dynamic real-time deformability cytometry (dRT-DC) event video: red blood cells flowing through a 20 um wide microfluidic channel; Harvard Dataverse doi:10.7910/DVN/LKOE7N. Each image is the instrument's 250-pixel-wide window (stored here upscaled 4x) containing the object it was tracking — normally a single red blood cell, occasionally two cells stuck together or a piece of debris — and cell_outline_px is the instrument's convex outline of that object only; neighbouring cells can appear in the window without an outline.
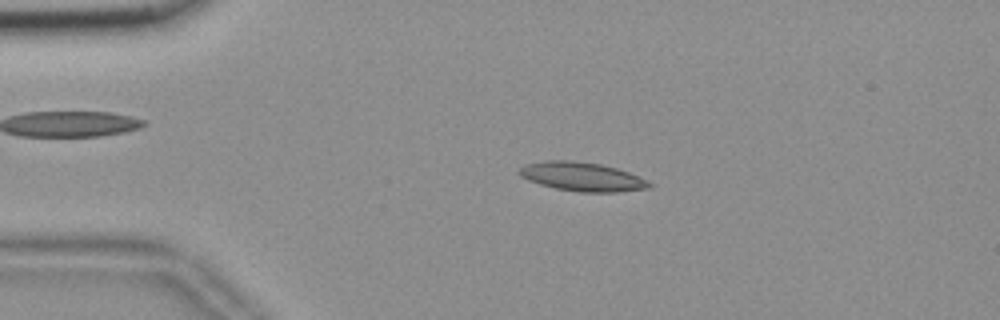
{"species": "common noctule bat (a hibernating species)", "species_latin": "Nyctalus noctula", "temperature_condition": "room temperature", "stored_images_in_passage": 54, "camera_frame_rate_fps": 3000, "um_per_image_px": 0.085, "animal": {"sex": "female", "body_mass_g": 18.4}, "frame": {"image": 1, "passage_image": 11, "time_ms": 3.333, "image_size_px": [1000, 320], "cell_outline_px": [[652, 188], [616, 192], [580, 192], [556, 188], [540, 184], [528, 180], [520, 176], [516, 172], [524, 164], [544, 160], [572, 160], [600, 164], [616, 168], [628, 172], [652, 184]], "centroid_in_image_um": [49.42, 15.01], "position_along_channel_um": 35.6, "area_um2": 21.85}}
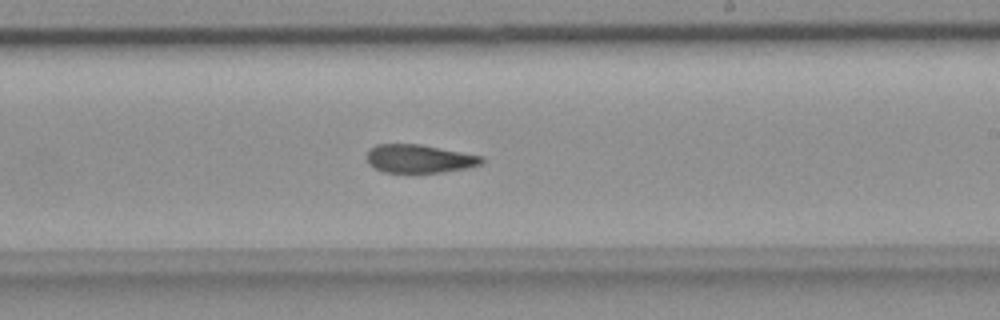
{"frame": {"image": 2, "passage_image": 32, "time_ms": 10.333, "image_size_px": [1000, 320], "cell_outline_px": [[484, 160], [480, 164], [464, 168], [440, 172], [384, 172], [368, 164], [368, 148], [376, 144], [420, 144], [484, 156]], "centroid_in_image_um": [35.62, 13.47], "position_along_channel_um": 253.4, "area_um2": 18.79}}
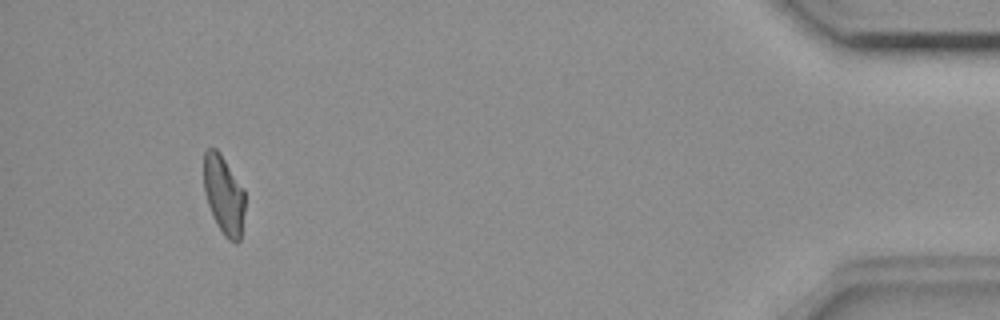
{"frame": {"image": 3, "passage_image": 51, "time_ms": 16.667, "image_size_px": [1000, 320], "cell_outline_px": [[244, 212], [240, 240], [236, 244], [228, 240], [224, 236], [212, 216], [208, 204], [204, 188], [204, 152], [208, 148], [216, 148], [220, 152], [244, 188]], "centroid_in_image_um": [19.03, 16.57], "position_along_channel_um": 416.2, "area_um2": 19.02}, "authors_computed_cell_mechanics": {"area_um2": 20.0277, "velocity_mm_per_s": 3.6568, "shape_relaxation_time_tau1_ms": null, "shape_relaxation_time_tau2_ms": 4.7442, "deformation_change_tau1": null, "deformation_change_tau2": 0.1341}}